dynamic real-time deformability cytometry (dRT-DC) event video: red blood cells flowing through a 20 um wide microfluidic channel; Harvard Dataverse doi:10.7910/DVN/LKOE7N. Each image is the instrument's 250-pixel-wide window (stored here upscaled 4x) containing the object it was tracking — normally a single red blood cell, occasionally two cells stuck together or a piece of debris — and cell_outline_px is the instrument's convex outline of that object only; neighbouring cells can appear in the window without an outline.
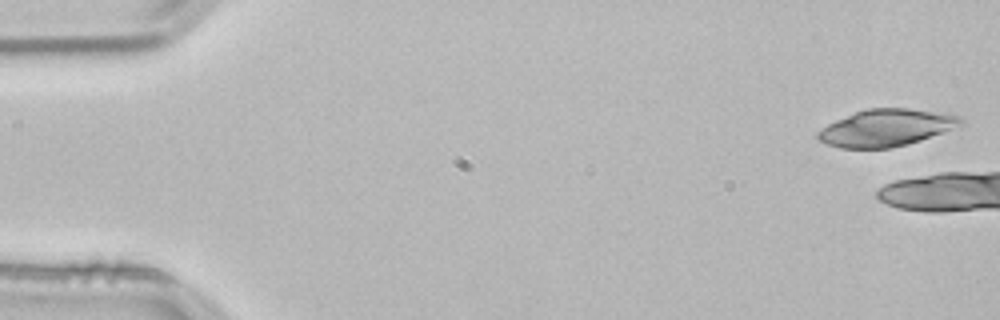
{"species": "common noctule bat (a hibernating species)", "species_latin": "Nyctalus noctula", "temperature_condition": "room temperature", "stored_images_in_passage": 6, "camera_frame_rate_fps": 3000, "um_per_image_px": 0.085, "animal": {"sex": "male", "body_mass_g": 21.5, "forearm_length_mm": 52.0}, "frame": {"image": 1, "passage_image": 1, "time_ms": 0.0, "image_size_px": [1000, 320], "cell_outline_px": [[964, 124], [920, 140], [908, 144], [892, 148], [840, 148], [828, 144], [820, 140], [816, 136], [816, 132], [828, 124], [836, 120], [856, 112], [868, 108], [908, 108], [960, 116], [964, 120]], "centroid_in_image_um": [75.31, 10.87], "position_along_channel_um": 9.7, "area_um2": 30.46}}